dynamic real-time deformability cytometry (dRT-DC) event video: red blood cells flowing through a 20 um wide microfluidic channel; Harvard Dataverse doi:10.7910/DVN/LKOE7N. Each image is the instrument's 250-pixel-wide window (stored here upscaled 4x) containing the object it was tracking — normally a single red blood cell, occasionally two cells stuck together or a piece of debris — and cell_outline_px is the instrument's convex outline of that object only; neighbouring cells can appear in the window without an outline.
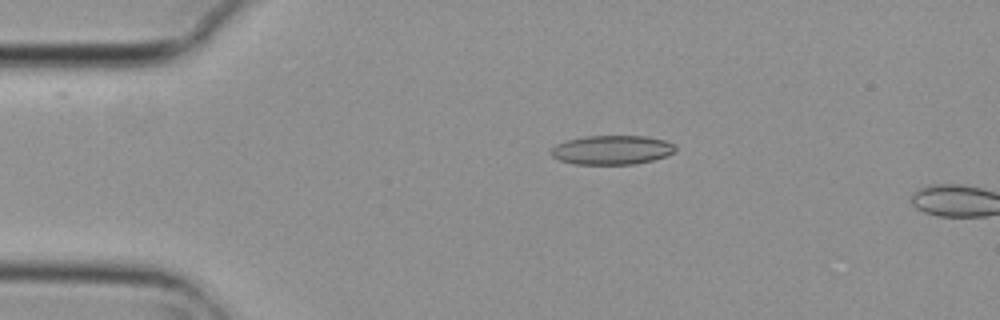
{"species": "common noctule bat (a hibernating species)", "species_latin": "Nyctalus noctula", "temperature_condition": "cold", "stored_images_in_passage": 2, "camera_frame_rate_fps": 3000, "um_per_image_px": 0.085, "animal": {"sex": "female", "body_mass_g": 29.2, "forearm_length_mm": 56.3}, "frame": {"image": 1, "passage_image": 1, "time_ms": 0.0, "image_size_px": [1000, 320], "cell_outline_px": [[676, 152], [652, 160], [636, 164], [576, 164], [560, 160], [552, 156], [548, 152], [556, 144], [564, 140], [584, 136], [644, 136], [664, 140], [672, 144], [676, 148]], "centroid_in_image_um": [51.97, 12.74], "position_along_channel_um": 33.0, "area_um2": 21.15}}